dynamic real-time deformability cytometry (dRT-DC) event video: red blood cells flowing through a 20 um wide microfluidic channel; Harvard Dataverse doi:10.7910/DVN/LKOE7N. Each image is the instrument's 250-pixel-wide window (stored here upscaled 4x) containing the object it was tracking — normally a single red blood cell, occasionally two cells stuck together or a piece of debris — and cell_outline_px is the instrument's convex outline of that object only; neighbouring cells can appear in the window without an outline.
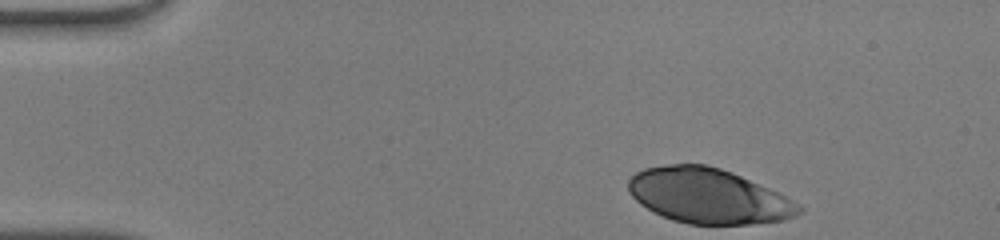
{"species": "human", "species_latin": "Homo sapiens", "temperature_condition": "warm", "stored_images_in_passage": 34, "camera_frame_rate_fps": 3000, "um_per_image_px": 0.085, "donor": {"sex": "male"}, "frame": {"image": 1, "passage_image": 1, "time_ms": 0.0, "image_size_px": [1000, 240], "cell_outline_px": [[804, 212], [796, 216], [784, 220], [752, 224], [688, 224], [672, 220], [640, 204], [628, 192], [628, 180], [636, 172], [644, 168], [664, 164], [704, 164], [720, 168], [732, 172], [768, 188], [792, 200], [804, 208]], "centroid_in_image_um": [60.21, 16.65], "position_along_channel_um": 24.8, "area_um2": 54.56}}